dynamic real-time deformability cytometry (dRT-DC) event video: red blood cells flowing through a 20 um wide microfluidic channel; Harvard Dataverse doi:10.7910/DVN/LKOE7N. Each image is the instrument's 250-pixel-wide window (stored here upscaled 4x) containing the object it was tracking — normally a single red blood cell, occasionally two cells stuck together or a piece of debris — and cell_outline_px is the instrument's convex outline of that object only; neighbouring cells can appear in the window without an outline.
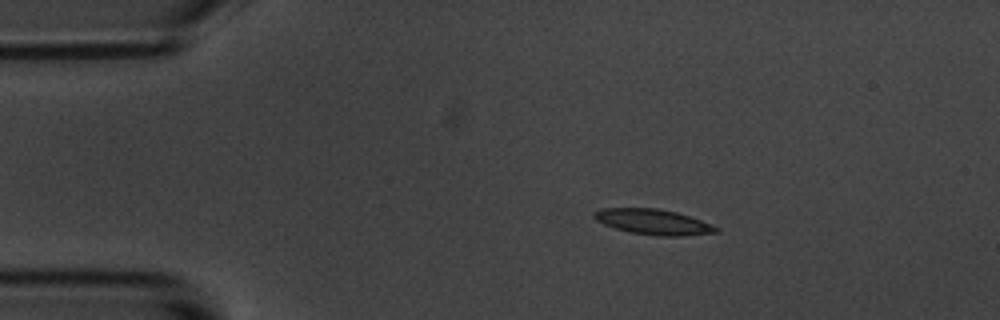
{"species": "common noctule bat (a hibernating species)", "species_latin": "Nyctalus noctula", "temperature_condition": "room temperature", "stored_images_in_passage": 3, "camera_frame_rate_fps": 3000, "um_per_image_px": 0.085, "animal": {"sex": "male", "body_mass_g": 20.1, "forearm_length_mm": 53.5}, "frame": {"image": 1, "passage_image": 1, "time_ms": 0.0, "image_size_px": [1000, 320], "cell_outline_px": [[720, 232], [684, 236], [660, 236], [632, 232], [616, 228], [604, 224], [596, 220], [592, 216], [600, 208], [656, 208], [676, 212], [712, 224], [720, 228]], "centroid_in_image_um": [55.57, 18.86], "position_along_channel_um": 29.4, "area_um2": 17.92}}